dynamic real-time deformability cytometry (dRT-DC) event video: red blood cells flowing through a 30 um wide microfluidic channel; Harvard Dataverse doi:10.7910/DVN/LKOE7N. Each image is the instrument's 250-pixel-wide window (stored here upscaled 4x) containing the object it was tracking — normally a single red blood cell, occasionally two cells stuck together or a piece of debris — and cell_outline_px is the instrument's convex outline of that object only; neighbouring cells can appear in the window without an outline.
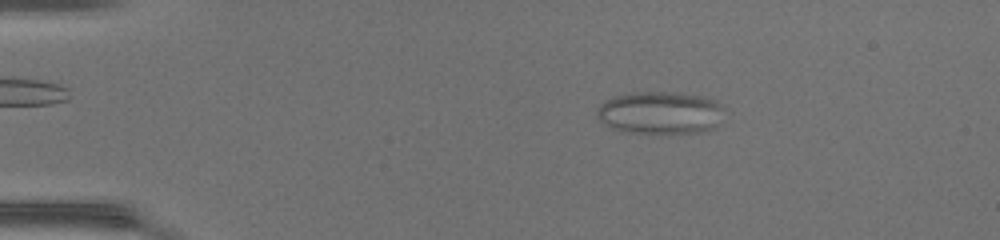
{"species": "common noctule bat (a hibernating species)", "species_latin": "Nyctalus noctula", "temperature_condition": "warm", "stored_images_in_passage": 47, "camera_frame_rate_fps": 3000, "um_per_image_px": 0.085, "animal": {"sex": "female", "body_mass_g": 17.0, "forearm_length_mm": 48.0}, "frame": {"image": 1, "passage_image": 8, "time_ms": 2.333, "image_size_px": [1000, 240], "cell_outline_px": [[724, 108], [720, 124], [716, 128], [700, 132], [628, 132], [612, 128], [604, 124], [596, 116], [596, 108], [604, 100], [612, 96], [628, 92], [680, 92], [700, 96], [716, 100]], "centroid_in_image_um": [56.11, 9.56], "position_along_channel_um": 28.9, "area_um2": 31.91}}
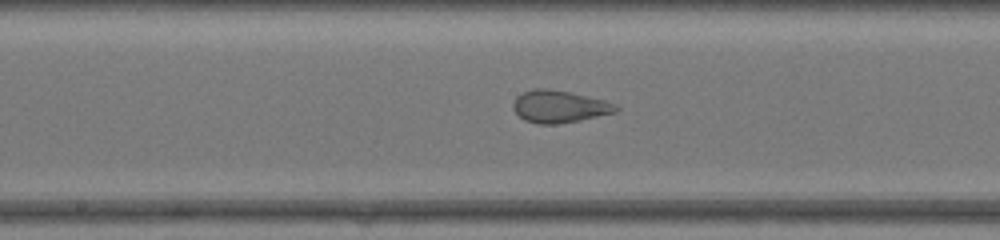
{"frame": {"image": 2, "passage_image": 25, "time_ms": 8.0, "image_size_px": [1000, 240], "cell_outline_px": [[620, 108], [616, 112], [580, 120], [556, 124], [540, 124], [524, 120], [512, 108], [512, 104], [516, 96], [524, 92], [536, 88], [548, 88], [568, 92], [604, 100], [616, 104]], "centroid_in_image_um": [47.53, 9.05], "position_along_channel_um": 200.7, "area_um2": 19.19}}
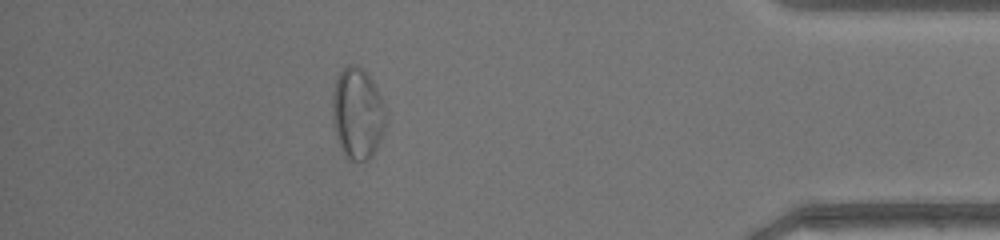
{"frame": {"image": 3, "passage_image": 42, "time_ms": 13.667, "image_size_px": [1000, 240], "cell_outline_px": [[384, 128], [376, 148], [372, 156], [368, 160], [352, 160], [344, 156], [336, 140], [332, 124], [332, 92], [336, 76], [348, 64], [356, 64], [364, 68], [372, 80], [384, 104]], "centroid_in_image_um": [30.33, 9.62], "position_along_channel_um": 404.9, "area_um2": 28.67}}